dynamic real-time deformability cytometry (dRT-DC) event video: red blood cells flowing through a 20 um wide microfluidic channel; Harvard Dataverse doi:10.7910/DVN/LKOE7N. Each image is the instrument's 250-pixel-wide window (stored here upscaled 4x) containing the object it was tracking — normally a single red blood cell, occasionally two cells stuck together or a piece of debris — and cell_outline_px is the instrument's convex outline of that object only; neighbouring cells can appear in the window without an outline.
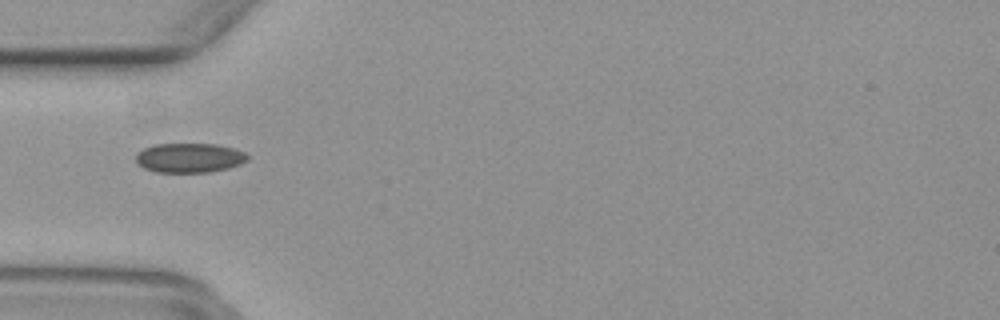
{"species": "common noctule bat (a hibernating species)", "species_latin": "Nyctalus noctula", "temperature_condition": "warm", "stored_images_in_passage": 36, "camera_frame_rate_fps": 3000, "um_per_image_px": 0.085, "animal": {"sex": "female", "body_mass_g": 29.2, "forearm_length_mm": 56.3}, "frame": {"image": 1, "passage_image": 2, "time_ms": 0.333, "image_size_px": [1000, 320], "cell_outline_px": [[248, 160], [240, 164], [228, 168], [208, 172], [156, 172], [144, 168], [136, 164], [136, 152], [152, 144], [216, 144], [232, 148], [244, 152], [248, 156]], "centroid_in_image_um": [16.06, 13.41], "position_along_channel_um": 68.9, "area_um2": 19.25}}
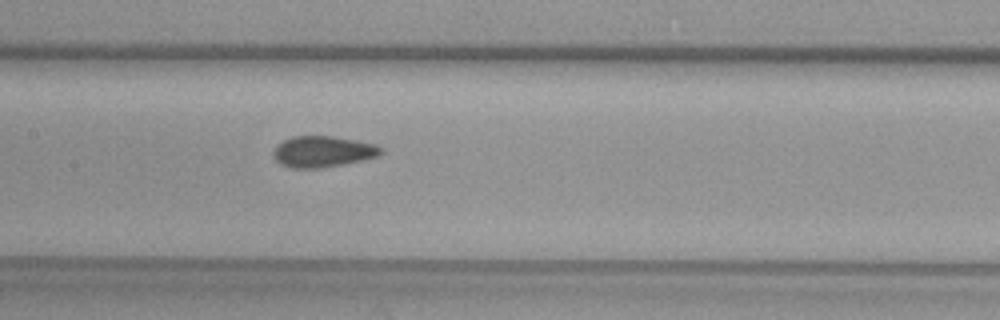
{"frame": {"image": 2, "passage_image": 10, "time_ms": 3.0, "image_size_px": [1000, 320], "cell_outline_px": [[384, 152], [380, 156], [364, 160], [344, 164], [320, 168], [292, 168], [280, 164], [272, 156], [272, 152], [276, 144], [292, 136], [332, 136], [356, 140], [376, 144], [384, 148]], "centroid_in_image_um": [27.46, 12.88], "position_along_channel_um": 179.9, "area_um2": 19.88}}
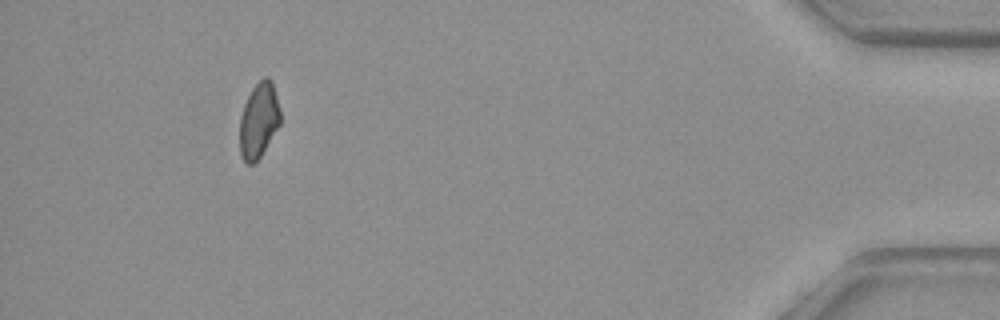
{"frame": {"image": 3, "passage_image": 32, "time_ms": 10.333, "image_size_px": [1000, 320], "cell_outline_px": [[280, 124], [260, 156], [252, 164], [248, 164], [244, 160], [240, 152], [240, 116], [244, 104], [252, 88], [264, 76], [268, 76], [272, 80], [280, 108]], "centroid_in_image_um": [22.0, 10.18], "position_along_channel_um": 413.2, "area_um2": 17.69}}